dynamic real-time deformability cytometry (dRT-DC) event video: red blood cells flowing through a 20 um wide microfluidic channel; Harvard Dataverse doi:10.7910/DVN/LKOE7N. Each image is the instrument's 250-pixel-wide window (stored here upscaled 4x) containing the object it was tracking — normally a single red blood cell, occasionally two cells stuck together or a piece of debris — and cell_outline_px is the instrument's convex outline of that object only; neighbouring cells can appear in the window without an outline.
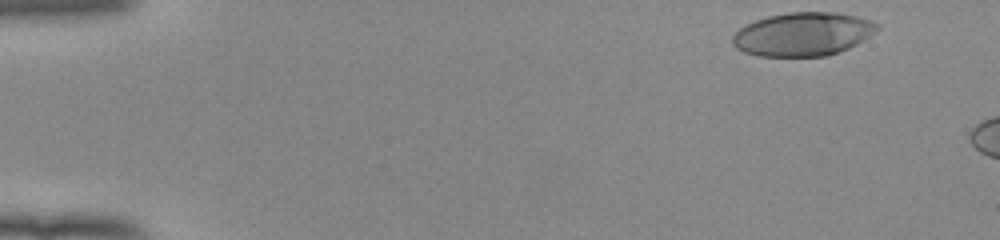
{"species": "human", "species_latin": "Homo sapiens", "temperature_condition": "room temperature", "stored_images_in_passage": 7, "camera_frame_rate_fps": 3000, "um_per_image_px": 0.085, "donor": {"sex": "female"}, "frame": {"image": 1, "passage_image": 1, "time_ms": 0.0, "image_size_px": [1000, 240], "cell_outline_px": [[880, 28], [856, 44], [848, 48], [828, 56], [760, 56], [744, 52], [736, 48], [732, 44], [732, 36], [740, 28], [756, 20], [768, 16], [788, 12], [836, 12], [856, 16], [872, 20], [880, 24]], "centroid_in_image_um": [68.26, 2.9], "position_along_channel_um": 16.7, "area_um2": 36.65}}